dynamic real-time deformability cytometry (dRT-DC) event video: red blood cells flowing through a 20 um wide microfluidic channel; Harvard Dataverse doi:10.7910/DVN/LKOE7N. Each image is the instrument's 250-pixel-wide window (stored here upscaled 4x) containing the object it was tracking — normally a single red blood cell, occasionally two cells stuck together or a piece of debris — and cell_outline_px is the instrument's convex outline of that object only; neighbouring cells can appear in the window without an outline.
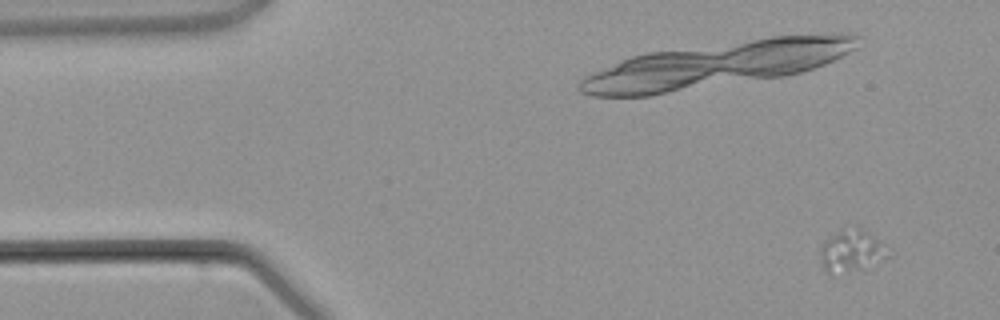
{"species": "common noctule bat (a hibernating species)", "species_latin": "Nyctalus noctula", "temperature_condition": "warm", "stored_images_in_passage": 4, "camera_frame_rate_fps": 3000, "um_per_image_px": 0.085, "animal": {"sex": "male", "body_mass_g": 21.5, "forearm_length_mm": 52.0}, "frame": {"image": 1, "passage_image": 1, "time_ms": 0.0, "image_size_px": [1000, 320], "cell_outline_px": [[892, 256], [856, 268], [828, 272], [824, 272], [820, 260], [820, 248], [824, 240], [840, 232], [860, 228], [892, 248]], "centroid_in_image_um": [72.42, 21.3], "position_along_channel_um": 12.6, "area_um2": 15.72}}
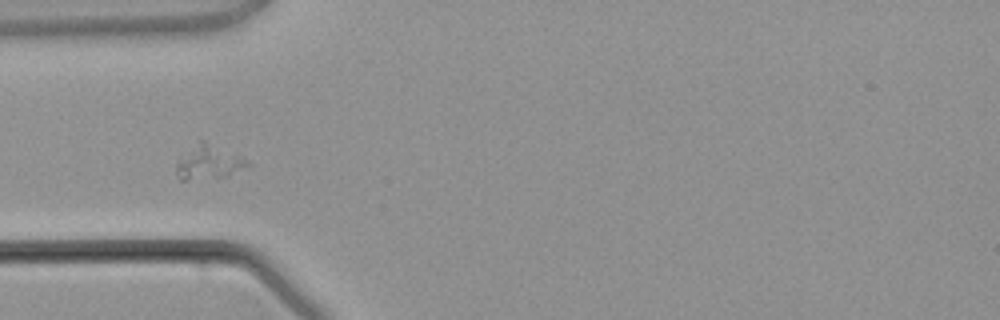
{"frame": {"image": 2, "passage_image": 4, "time_ms": 3.667, "image_size_px": [1000, 320], "cell_outline_px": [[252, 164], [248, 168], [228, 176], [184, 180], [180, 180], [176, 176], [176, 160], [200, 140], [204, 140], [240, 156], [248, 160]], "centroid_in_image_um": [17.75, 13.81], "position_along_channel_um": 67.2, "area_um2": 14.22}}